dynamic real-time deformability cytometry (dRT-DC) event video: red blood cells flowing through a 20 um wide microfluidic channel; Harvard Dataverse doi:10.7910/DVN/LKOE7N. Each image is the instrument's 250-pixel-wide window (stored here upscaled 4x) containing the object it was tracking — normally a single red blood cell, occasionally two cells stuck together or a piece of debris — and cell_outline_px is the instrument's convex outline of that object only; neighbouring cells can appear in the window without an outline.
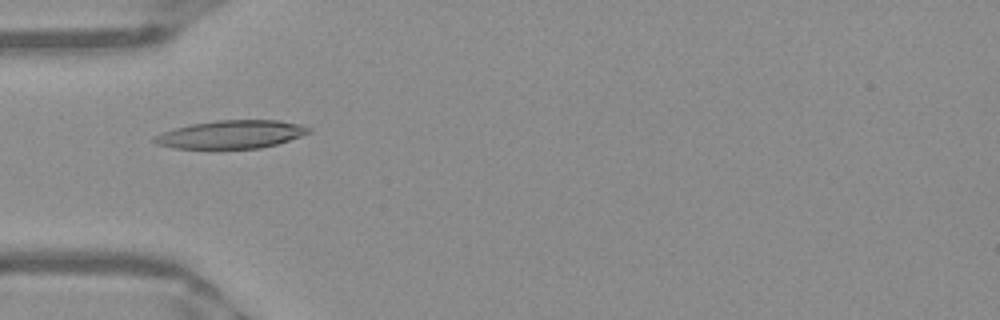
{"species": "Egyptian fruit bat (a non-hibernating species)", "species_latin": "Rousettus aegyptiacus", "temperature_condition": "warm", "stored_images_in_passage": 41, "camera_frame_rate_fps": 3000, "um_per_image_px": 0.085, "frame": {"image": 1, "passage_image": 6, "time_ms": 1.667, "image_size_px": [1000, 320], "cell_outline_px": [[312, 132], [276, 144], [260, 148], [172, 148], [156, 144], [152, 140], [152, 136], [176, 128], [192, 124], [216, 120], [276, 120], [300, 124], [312, 128]], "centroid_in_image_um": [19.65, 11.42], "position_along_channel_um": 65.3, "area_um2": 25.14}}
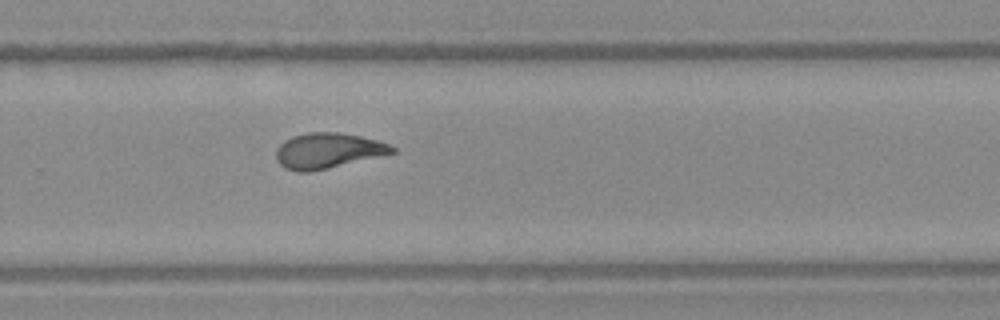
{"frame": {"image": 2, "passage_image": 24, "time_ms": 7.667, "image_size_px": [1000, 320], "cell_outline_px": [[396, 152], [328, 168], [308, 172], [300, 172], [284, 168], [276, 160], [276, 148], [284, 140], [292, 136], [308, 132], [340, 132], [360, 136], [376, 140], [388, 144], [396, 148]], "centroid_in_image_um": [27.83, 12.8], "position_along_channel_um": 302.0, "area_um2": 23.87}}
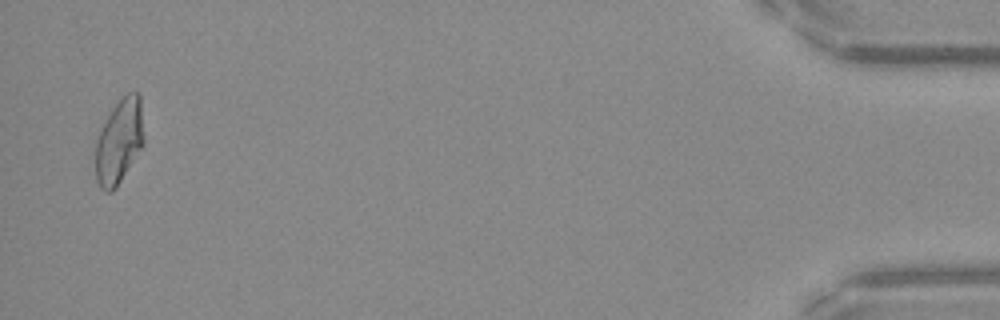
{"frame": {"image": 3, "passage_image": 40, "time_ms": 13.0, "image_size_px": [1000, 320], "cell_outline_px": [[144, 144], [116, 188], [112, 192], [104, 192], [100, 188], [96, 180], [96, 140], [112, 108], [128, 92], [136, 92], [140, 96], [144, 136]], "centroid_in_image_um": [10.14, 12.05], "position_along_channel_um": 425.1, "area_um2": 23.7}, "authors_computed_cell_mechanics": {"area_um2": 23.8136, "velocity_mm_per_s": 3.9415, "shape_relaxation_time_tau1_ms": 7.6444, "shape_relaxation_time_tau2_ms": 2.1537, "deformation_change_tau1": 0.2479, "deformation_change_tau2": 0.0711}}